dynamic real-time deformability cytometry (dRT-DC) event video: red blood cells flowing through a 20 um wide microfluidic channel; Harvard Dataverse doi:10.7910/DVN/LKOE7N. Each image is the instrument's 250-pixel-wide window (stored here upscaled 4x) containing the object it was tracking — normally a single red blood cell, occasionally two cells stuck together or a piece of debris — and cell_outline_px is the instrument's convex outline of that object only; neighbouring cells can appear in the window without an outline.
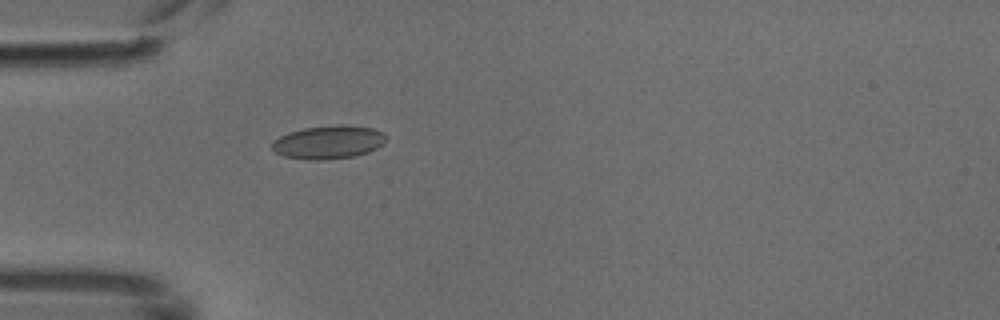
{"species": "common noctule bat (a hibernating species)", "species_latin": "Nyctalus noctula", "temperature_condition": "cold", "stored_images_in_passage": 5, "camera_frame_rate_fps": 3000, "um_per_image_px": 0.085, "animal": {"sex": "male", "body_mass_g": 18.8}, "frame": {"image": 1, "passage_image": 5, "time_ms": 1.333, "image_size_px": [1000, 320], "cell_outline_px": [[388, 140], [384, 144], [368, 152], [352, 156], [324, 160], [308, 160], [284, 156], [276, 152], [272, 148], [272, 140], [288, 132], [304, 128], [340, 124], [344, 124], [372, 128], [384, 132], [388, 136]], "centroid_in_image_um": [27.95, 12.07], "position_along_channel_um": 57.1, "area_um2": 22.37}}